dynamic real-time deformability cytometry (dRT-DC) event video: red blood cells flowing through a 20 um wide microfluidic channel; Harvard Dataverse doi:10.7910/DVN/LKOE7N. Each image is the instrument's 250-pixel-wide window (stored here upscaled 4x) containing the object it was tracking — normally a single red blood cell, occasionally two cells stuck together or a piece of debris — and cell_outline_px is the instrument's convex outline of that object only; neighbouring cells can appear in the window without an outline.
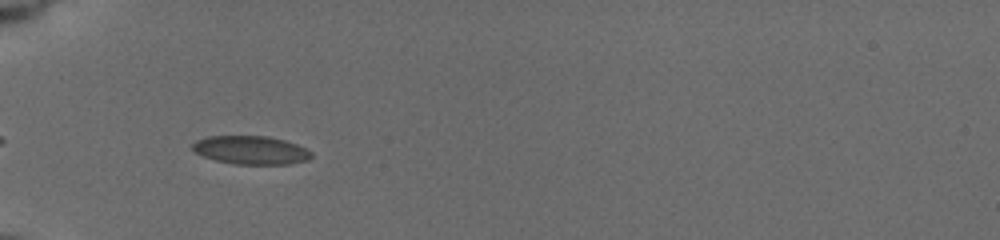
{"species": "common noctule bat (a hibernating species)", "species_latin": "Nyctalus noctula", "temperature_condition": "cold", "stored_images_in_passage": 38, "camera_frame_rate_fps": 3000, "um_per_image_px": 0.085, "animal": {"sex": "female", "body_mass_g": 19.5, "forearm_length_mm": 54.1}, "frame": {"image": 1, "passage_image": 4, "time_ms": 1.0, "image_size_px": [1000, 240], "cell_outline_px": [[312, 156], [308, 160], [292, 164], [236, 164], [216, 160], [204, 156], [196, 152], [192, 148], [192, 144], [196, 140], [208, 136], [268, 136], [284, 140], [296, 144], [312, 152]], "centroid_in_image_um": [21.34, 12.76], "position_along_channel_um": 63.7, "area_um2": 19.59}}
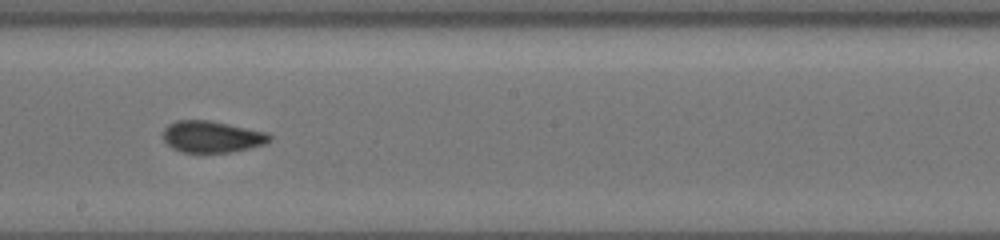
{"frame": {"image": 2, "passage_image": 18, "time_ms": 5.667, "image_size_px": [1000, 240], "cell_outline_px": [[272, 140], [264, 144], [232, 152], [180, 152], [172, 148], [164, 140], [164, 128], [168, 124], [176, 120], [208, 120], [268, 132], [272, 136]], "centroid_in_image_um": [18.02, 11.62], "position_along_channel_um": 230.2, "area_um2": 19.59}}
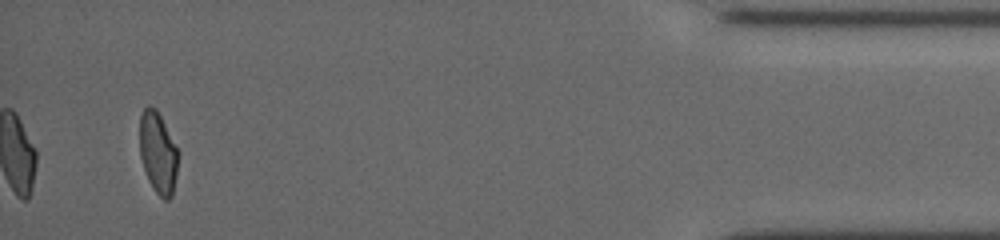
{"frame": {"image": 3, "passage_image": 38, "time_ms": 12.333, "image_size_px": [1000, 240], "cell_outline_px": [[176, 176], [172, 196], [168, 200], [164, 200], [152, 188], [148, 180], [140, 156], [140, 116], [144, 108], [148, 104], [156, 108], [176, 148]], "centroid_in_image_um": [13.39, 12.99], "position_along_channel_um": 421.8, "area_um2": 17.8}, "authors_computed_cell_mechanics": {"area_um2": 19.2474, "velocity_mm_per_s": 3.7636, "shape_relaxation_time_tau1_ms": 10.6445, "shape_relaxation_time_tau2_ms": 1.514, "deformation_change_tau1": 0.1829, "deformation_change_tau2": 0.0515}}